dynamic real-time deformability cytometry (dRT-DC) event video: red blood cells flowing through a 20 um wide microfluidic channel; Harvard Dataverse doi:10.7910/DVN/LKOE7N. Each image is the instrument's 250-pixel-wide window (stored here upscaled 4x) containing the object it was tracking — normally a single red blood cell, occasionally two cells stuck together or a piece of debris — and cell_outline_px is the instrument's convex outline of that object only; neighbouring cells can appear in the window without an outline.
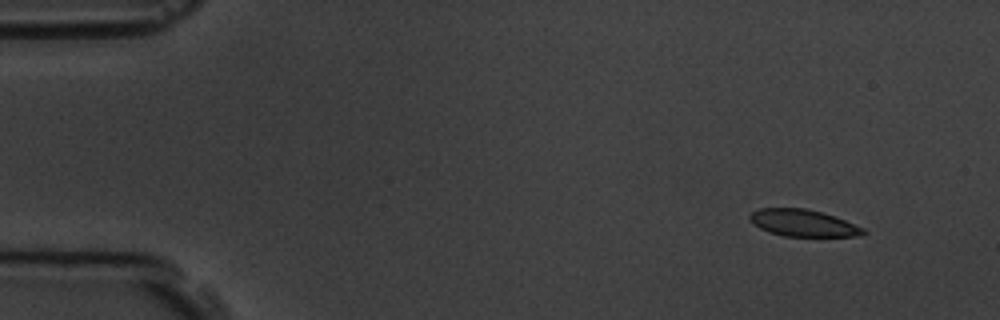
{"species": "common noctule bat (a hibernating species)", "species_latin": "Nyctalus noctula", "temperature_condition": "room temperature", "stored_images_in_passage": 5, "camera_frame_rate_fps": 3000, "um_per_image_px": 0.085, "animal": {"sex": "male", "body_mass_g": 19.5, "forearm_length_mm": 54.6}, "frame": {"image": 1, "passage_image": 1, "time_ms": 0.0, "image_size_px": [1000, 320], "cell_outline_px": [[868, 232], [860, 236], [784, 236], [768, 232], [760, 228], [748, 216], [752, 212], [760, 208], [804, 208], [820, 212], [844, 220], [864, 228]], "centroid_in_image_um": [68.28, 18.96], "position_along_channel_um": 16.7, "area_um2": 17.51}}